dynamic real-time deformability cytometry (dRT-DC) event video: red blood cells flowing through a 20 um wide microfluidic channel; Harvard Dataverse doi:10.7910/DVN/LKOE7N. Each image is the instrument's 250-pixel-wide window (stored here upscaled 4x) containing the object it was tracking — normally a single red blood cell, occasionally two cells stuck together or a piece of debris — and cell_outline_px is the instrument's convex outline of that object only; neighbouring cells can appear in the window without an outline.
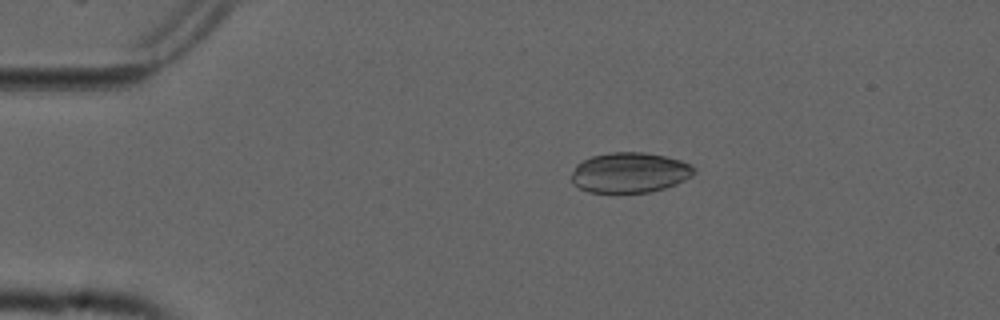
{"species": "common noctule bat (a hibernating species)", "species_latin": "Nyctalus noctula", "temperature_condition": "cold", "stored_images_in_passage": 54, "camera_frame_rate_fps": 3000, "um_per_image_px": 0.085, "animal": {"sex": "male", "forearm_length_mm": 52.5}, "frame": {"image": 1, "passage_image": 11, "time_ms": 3.333, "image_size_px": [1000, 320], "cell_outline_px": [[696, 168], [692, 176], [676, 184], [664, 188], [648, 192], [588, 192], [572, 184], [572, 172], [576, 164], [580, 160], [592, 156], [608, 152], [644, 152], [664, 156], [680, 160], [692, 164]], "centroid_in_image_um": [53.51, 14.66], "position_along_channel_um": 31.5, "area_um2": 28.9}}
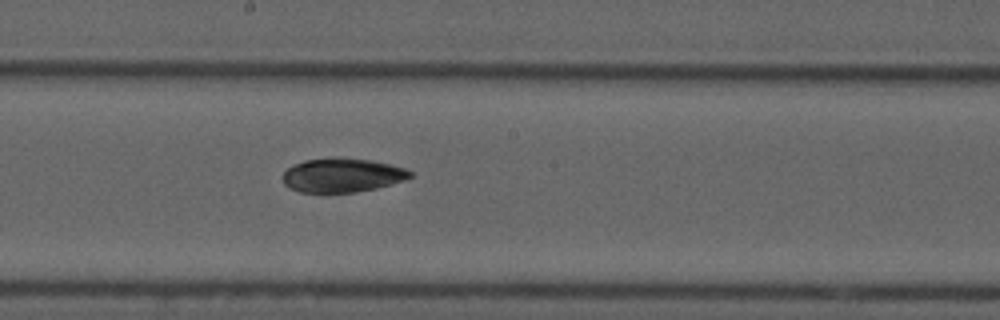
{"frame": {"image": 2, "passage_image": 30, "time_ms": 9.667, "image_size_px": [1000, 320], "cell_outline_px": [[412, 176], [404, 180], [376, 188], [356, 192], [300, 192], [288, 188], [284, 184], [284, 172], [288, 168], [304, 160], [332, 156], [340, 156], [372, 160], [392, 164], [404, 168], [412, 172]], "centroid_in_image_um": [29.09, 14.87], "position_along_channel_um": 219.1, "area_um2": 25.49}}
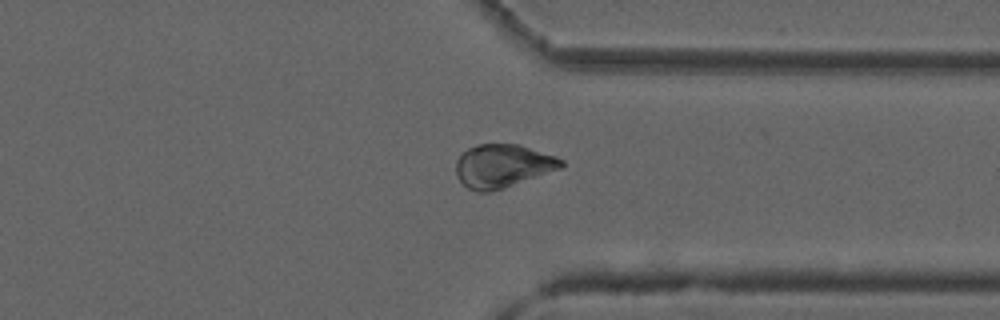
{"frame": {"image": 3, "passage_image": 42, "time_ms": 13.667, "image_size_px": [1000, 320], "cell_outline_px": [[564, 164], [560, 168], [504, 188], [488, 192], [476, 192], [468, 188], [456, 176], [456, 160], [468, 148], [476, 144], [520, 144], [556, 156], [564, 160]], "centroid_in_image_um": [42.71, 14.09], "position_along_channel_um": 368.7, "area_um2": 26.47}, "authors_computed_cell_mechanics": {"area_um2": 28.0619, "velocity_mm_per_s": 3.7623, "shape_relaxation_time_tau1_ms": 7.2112, "shape_relaxation_time_tau2_ms": 7.4094, "deformation_change_tau1": 0.1319, "deformation_change_tau2": 0.1036}}